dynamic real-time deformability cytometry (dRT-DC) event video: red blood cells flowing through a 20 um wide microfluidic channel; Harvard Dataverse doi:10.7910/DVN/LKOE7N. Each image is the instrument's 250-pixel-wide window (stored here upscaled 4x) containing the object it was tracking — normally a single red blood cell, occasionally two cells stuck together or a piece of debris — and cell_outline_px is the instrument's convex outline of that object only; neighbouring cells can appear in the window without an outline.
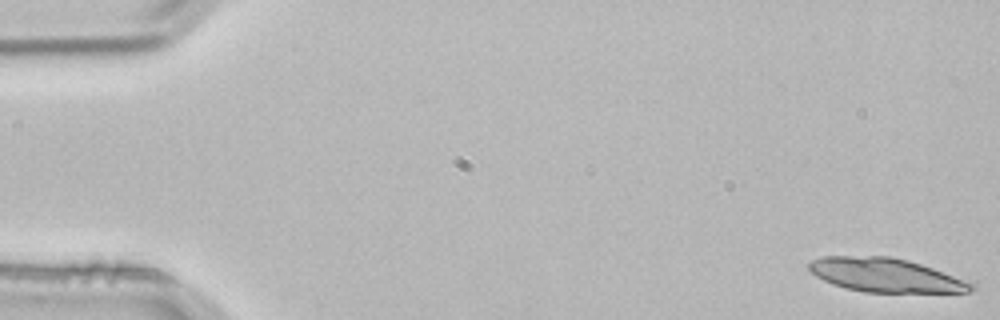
{"species": "common noctule bat (a hibernating species)", "species_latin": "Nyctalus noctula", "temperature_condition": "room temperature", "stored_images_in_passage": 4, "camera_frame_rate_fps": 3000, "um_per_image_px": 0.085, "animal": {"sex": "male", "body_mass_g": 21.5, "forearm_length_mm": 52.0}, "frame": {"image": 1, "passage_image": 1, "time_ms": 0.0, "image_size_px": [1000, 320], "cell_outline_px": [[976, 288], [972, 292], [864, 292], [844, 288], [832, 284], [816, 276], [808, 268], [808, 264], [812, 260], [820, 256], [888, 256], [908, 260], [932, 268], [976, 284]], "centroid_in_image_um": [75.26, 23.39], "position_along_channel_um": 9.7, "area_um2": 31.96}}
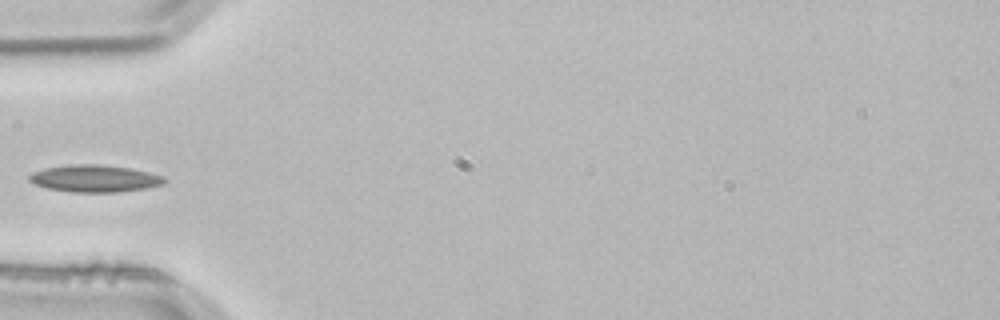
{"frame": {"image": 2, "passage_image": 4, "time_ms": 1.0, "image_size_px": [1000, 320], "cell_outline_px": [[168, 180], [164, 184], [144, 188], [116, 192], [72, 192], [48, 188], [36, 184], [28, 180], [28, 176], [32, 172], [44, 168], [68, 164], [96, 164], [128, 168], [148, 172], [164, 176]], "centroid_in_image_um": [8.03, 15.16], "position_along_channel_um": 77.0, "area_um2": 21.27}}